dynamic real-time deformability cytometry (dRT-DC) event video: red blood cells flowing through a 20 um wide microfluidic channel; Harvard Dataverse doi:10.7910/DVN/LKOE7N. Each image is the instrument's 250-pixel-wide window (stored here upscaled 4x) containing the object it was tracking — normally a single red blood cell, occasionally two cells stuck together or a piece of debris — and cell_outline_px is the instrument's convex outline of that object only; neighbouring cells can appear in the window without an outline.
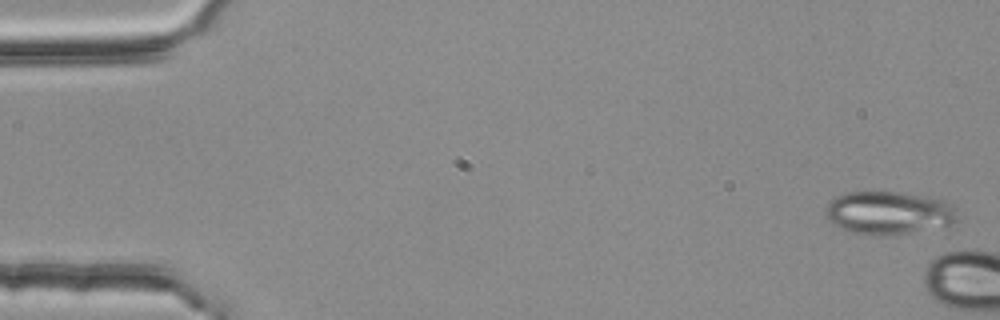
{"species": "common noctule bat (a hibernating species)", "species_latin": "Nyctalus noctula", "temperature_condition": "room temperature", "stored_images_in_passage": 5, "camera_frame_rate_fps": 3000, "um_per_image_px": 0.085, "animal": {"sex": "female", "body_mass_g": 25.1}, "frame": {"image": 1, "passage_image": 1, "time_ms": 0.0, "image_size_px": [1000, 320], "cell_outline_px": [[960, 220], [952, 224], [908, 232], [884, 236], [876, 236], [856, 232], [832, 224], [824, 216], [828, 204], [836, 196], [844, 192], [900, 192], [928, 196], [944, 200], [952, 204], [956, 208]], "centroid_in_image_um": [75.57, 18.07], "position_along_channel_um": 9.4, "area_um2": 33.12}}